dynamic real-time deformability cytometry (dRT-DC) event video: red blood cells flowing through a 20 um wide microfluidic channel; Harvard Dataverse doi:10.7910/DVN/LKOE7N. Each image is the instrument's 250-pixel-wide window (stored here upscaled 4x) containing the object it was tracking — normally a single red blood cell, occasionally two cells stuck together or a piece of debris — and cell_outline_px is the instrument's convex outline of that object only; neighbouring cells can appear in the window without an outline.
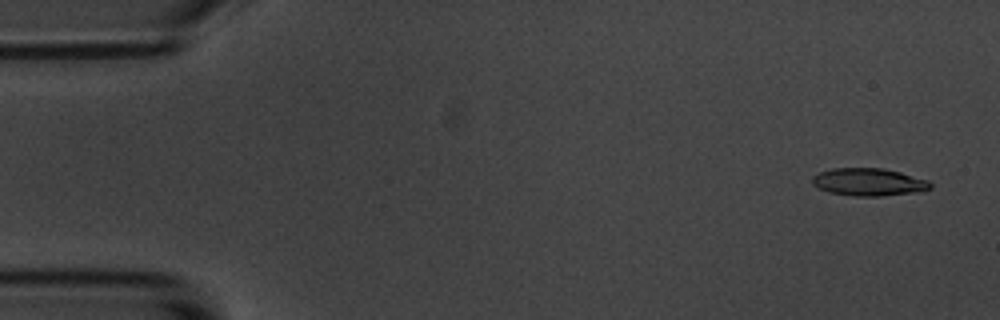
{"species": "common noctule bat (a hibernating species)", "species_latin": "Nyctalus noctula", "temperature_condition": "room temperature", "stored_images_in_passage": 4, "camera_frame_rate_fps": 3000, "um_per_image_px": 0.085, "animal": {"sex": "male", "body_mass_g": 20.1, "forearm_length_mm": 53.5}, "frame": {"image": 1, "passage_image": 1, "time_ms": 0.0, "image_size_px": [1000, 320], "cell_outline_px": [[932, 188], [920, 192], [880, 196], [852, 196], [828, 192], [812, 184], [812, 176], [820, 172], [832, 168], [884, 168], [900, 172], [928, 180], [932, 184]], "centroid_in_image_um": [73.86, 15.47], "position_along_channel_um": 11.1, "area_um2": 19.13}}
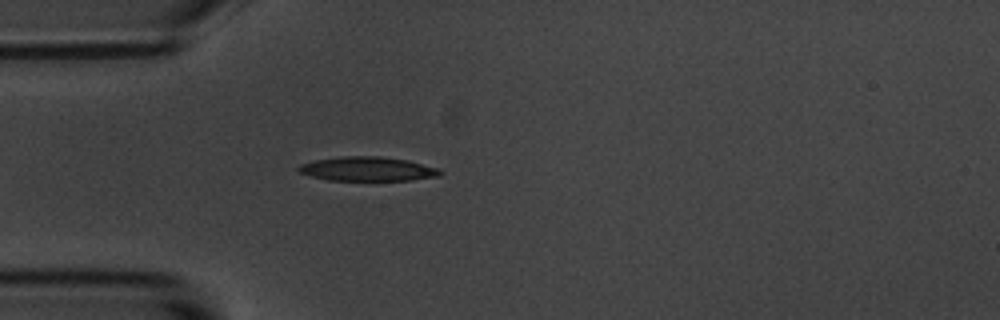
{"frame": {"image": 2, "passage_image": 4, "time_ms": 4.333, "image_size_px": [1000, 320], "cell_outline_px": [[444, 172], [440, 176], [412, 180], [328, 180], [312, 176], [300, 172], [296, 168], [300, 164], [316, 160], [340, 156], [380, 156], [408, 160], [440, 168]], "centroid_in_image_um": [31.3, 14.35], "position_along_channel_um": 53.7, "area_um2": 20.06}}